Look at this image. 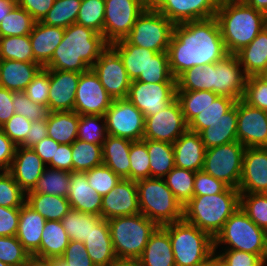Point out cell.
<instances>
[{"label":"cell","instance_id":"obj_68","mask_svg":"<svg viewBox=\"0 0 267 266\" xmlns=\"http://www.w3.org/2000/svg\"><path fill=\"white\" fill-rule=\"evenodd\" d=\"M48 126L46 120L32 121L31 129L25 141L20 145L22 147L32 148L42 139L48 137Z\"/></svg>","mask_w":267,"mask_h":266},{"label":"cell","instance_id":"obj_11","mask_svg":"<svg viewBox=\"0 0 267 266\" xmlns=\"http://www.w3.org/2000/svg\"><path fill=\"white\" fill-rule=\"evenodd\" d=\"M149 0H105L104 39L110 45L124 39Z\"/></svg>","mask_w":267,"mask_h":266},{"label":"cell","instance_id":"obj_16","mask_svg":"<svg viewBox=\"0 0 267 266\" xmlns=\"http://www.w3.org/2000/svg\"><path fill=\"white\" fill-rule=\"evenodd\" d=\"M220 0H149V7L174 25L216 16Z\"/></svg>","mask_w":267,"mask_h":266},{"label":"cell","instance_id":"obj_54","mask_svg":"<svg viewBox=\"0 0 267 266\" xmlns=\"http://www.w3.org/2000/svg\"><path fill=\"white\" fill-rule=\"evenodd\" d=\"M26 201V193L8 171H0V206L20 208Z\"/></svg>","mask_w":267,"mask_h":266},{"label":"cell","instance_id":"obj_52","mask_svg":"<svg viewBox=\"0 0 267 266\" xmlns=\"http://www.w3.org/2000/svg\"><path fill=\"white\" fill-rule=\"evenodd\" d=\"M103 119V120H102ZM101 122L100 125L98 122ZM107 128L104 116L80 115L77 139L92 144L102 145L107 137Z\"/></svg>","mask_w":267,"mask_h":266},{"label":"cell","instance_id":"obj_47","mask_svg":"<svg viewBox=\"0 0 267 266\" xmlns=\"http://www.w3.org/2000/svg\"><path fill=\"white\" fill-rule=\"evenodd\" d=\"M82 0H55L52 8L48 11L42 23L49 26L67 28L76 19Z\"/></svg>","mask_w":267,"mask_h":266},{"label":"cell","instance_id":"obj_37","mask_svg":"<svg viewBox=\"0 0 267 266\" xmlns=\"http://www.w3.org/2000/svg\"><path fill=\"white\" fill-rule=\"evenodd\" d=\"M69 241L61 221H46L40 243V258L62 257Z\"/></svg>","mask_w":267,"mask_h":266},{"label":"cell","instance_id":"obj_33","mask_svg":"<svg viewBox=\"0 0 267 266\" xmlns=\"http://www.w3.org/2000/svg\"><path fill=\"white\" fill-rule=\"evenodd\" d=\"M110 46L121 57L125 70L132 81L145 72L150 60L157 53L150 49L132 45L125 38L110 44Z\"/></svg>","mask_w":267,"mask_h":266},{"label":"cell","instance_id":"obj_78","mask_svg":"<svg viewBox=\"0 0 267 266\" xmlns=\"http://www.w3.org/2000/svg\"><path fill=\"white\" fill-rule=\"evenodd\" d=\"M213 266H226L215 254Z\"/></svg>","mask_w":267,"mask_h":266},{"label":"cell","instance_id":"obj_62","mask_svg":"<svg viewBox=\"0 0 267 266\" xmlns=\"http://www.w3.org/2000/svg\"><path fill=\"white\" fill-rule=\"evenodd\" d=\"M229 186L223 181L202 171H197L194 180V196L215 195L224 192Z\"/></svg>","mask_w":267,"mask_h":266},{"label":"cell","instance_id":"obj_17","mask_svg":"<svg viewBox=\"0 0 267 266\" xmlns=\"http://www.w3.org/2000/svg\"><path fill=\"white\" fill-rule=\"evenodd\" d=\"M112 101L92 69L80 74L74 112L79 115L104 116Z\"/></svg>","mask_w":267,"mask_h":266},{"label":"cell","instance_id":"obj_79","mask_svg":"<svg viewBox=\"0 0 267 266\" xmlns=\"http://www.w3.org/2000/svg\"><path fill=\"white\" fill-rule=\"evenodd\" d=\"M0 266H9V265H7V264L3 263L2 261H0Z\"/></svg>","mask_w":267,"mask_h":266},{"label":"cell","instance_id":"obj_65","mask_svg":"<svg viewBox=\"0 0 267 266\" xmlns=\"http://www.w3.org/2000/svg\"><path fill=\"white\" fill-rule=\"evenodd\" d=\"M17 4L25 9L36 22L42 21L52 8L55 0H16Z\"/></svg>","mask_w":267,"mask_h":266},{"label":"cell","instance_id":"obj_27","mask_svg":"<svg viewBox=\"0 0 267 266\" xmlns=\"http://www.w3.org/2000/svg\"><path fill=\"white\" fill-rule=\"evenodd\" d=\"M46 219L26 203L20 207L16 237L31 256L40 258V243Z\"/></svg>","mask_w":267,"mask_h":266},{"label":"cell","instance_id":"obj_36","mask_svg":"<svg viewBox=\"0 0 267 266\" xmlns=\"http://www.w3.org/2000/svg\"><path fill=\"white\" fill-rule=\"evenodd\" d=\"M25 203L46 221H61L71 210L66 197L42 193H26Z\"/></svg>","mask_w":267,"mask_h":266},{"label":"cell","instance_id":"obj_74","mask_svg":"<svg viewBox=\"0 0 267 266\" xmlns=\"http://www.w3.org/2000/svg\"><path fill=\"white\" fill-rule=\"evenodd\" d=\"M50 266H70L62 257L49 259Z\"/></svg>","mask_w":267,"mask_h":266},{"label":"cell","instance_id":"obj_76","mask_svg":"<svg viewBox=\"0 0 267 266\" xmlns=\"http://www.w3.org/2000/svg\"><path fill=\"white\" fill-rule=\"evenodd\" d=\"M115 266H139L136 262L128 261V262H118Z\"/></svg>","mask_w":267,"mask_h":266},{"label":"cell","instance_id":"obj_61","mask_svg":"<svg viewBox=\"0 0 267 266\" xmlns=\"http://www.w3.org/2000/svg\"><path fill=\"white\" fill-rule=\"evenodd\" d=\"M226 266H264L265 261L258 255L247 253L245 251H238L232 249H225L220 254H215Z\"/></svg>","mask_w":267,"mask_h":266},{"label":"cell","instance_id":"obj_57","mask_svg":"<svg viewBox=\"0 0 267 266\" xmlns=\"http://www.w3.org/2000/svg\"><path fill=\"white\" fill-rule=\"evenodd\" d=\"M13 105L14 112L29 121L46 120L49 114L48 107L32 102L23 91L13 92Z\"/></svg>","mask_w":267,"mask_h":266},{"label":"cell","instance_id":"obj_29","mask_svg":"<svg viewBox=\"0 0 267 266\" xmlns=\"http://www.w3.org/2000/svg\"><path fill=\"white\" fill-rule=\"evenodd\" d=\"M136 263L139 266H175L169 233L163 227L158 226L150 235Z\"/></svg>","mask_w":267,"mask_h":266},{"label":"cell","instance_id":"obj_35","mask_svg":"<svg viewBox=\"0 0 267 266\" xmlns=\"http://www.w3.org/2000/svg\"><path fill=\"white\" fill-rule=\"evenodd\" d=\"M79 119L80 115L74 111L49 112L48 137L61 145L72 144L77 139Z\"/></svg>","mask_w":267,"mask_h":266},{"label":"cell","instance_id":"obj_14","mask_svg":"<svg viewBox=\"0 0 267 266\" xmlns=\"http://www.w3.org/2000/svg\"><path fill=\"white\" fill-rule=\"evenodd\" d=\"M91 69L113 100L127 98L132 80L121 57L110 45L101 53Z\"/></svg>","mask_w":267,"mask_h":266},{"label":"cell","instance_id":"obj_64","mask_svg":"<svg viewBox=\"0 0 267 266\" xmlns=\"http://www.w3.org/2000/svg\"><path fill=\"white\" fill-rule=\"evenodd\" d=\"M20 208L0 206V236H16Z\"/></svg>","mask_w":267,"mask_h":266},{"label":"cell","instance_id":"obj_15","mask_svg":"<svg viewBox=\"0 0 267 266\" xmlns=\"http://www.w3.org/2000/svg\"><path fill=\"white\" fill-rule=\"evenodd\" d=\"M176 83H145L133 80L127 99L144 117L155 115L176 99Z\"/></svg>","mask_w":267,"mask_h":266},{"label":"cell","instance_id":"obj_55","mask_svg":"<svg viewBox=\"0 0 267 266\" xmlns=\"http://www.w3.org/2000/svg\"><path fill=\"white\" fill-rule=\"evenodd\" d=\"M85 173L90 187L101 196L108 194L121 181V178L104 164Z\"/></svg>","mask_w":267,"mask_h":266},{"label":"cell","instance_id":"obj_77","mask_svg":"<svg viewBox=\"0 0 267 266\" xmlns=\"http://www.w3.org/2000/svg\"><path fill=\"white\" fill-rule=\"evenodd\" d=\"M214 264V255L207 261L203 262L202 264L196 266H213Z\"/></svg>","mask_w":267,"mask_h":266},{"label":"cell","instance_id":"obj_48","mask_svg":"<svg viewBox=\"0 0 267 266\" xmlns=\"http://www.w3.org/2000/svg\"><path fill=\"white\" fill-rule=\"evenodd\" d=\"M100 216L71 209L61 220L70 240L84 242L91 233L92 223Z\"/></svg>","mask_w":267,"mask_h":266},{"label":"cell","instance_id":"obj_10","mask_svg":"<svg viewBox=\"0 0 267 266\" xmlns=\"http://www.w3.org/2000/svg\"><path fill=\"white\" fill-rule=\"evenodd\" d=\"M245 147L239 141L206 149L203 171L238 189Z\"/></svg>","mask_w":267,"mask_h":266},{"label":"cell","instance_id":"obj_39","mask_svg":"<svg viewBox=\"0 0 267 266\" xmlns=\"http://www.w3.org/2000/svg\"><path fill=\"white\" fill-rule=\"evenodd\" d=\"M214 72L215 63L187 69L176 78V91L214 92Z\"/></svg>","mask_w":267,"mask_h":266},{"label":"cell","instance_id":"obj_7","mask_svg":"<svg viewBox=\"0 0 267 266\" xmlns=\"http://www.w3.org/2000/svg\"><path fill=\"white\" fill-rule=\"evenodd\" d=\"M140 213L157 226L183 219V207L167 187L164 178H146L136 181Z\"/></svg>","mask_w":267,"mask_h":266},{"label":"cell","instance_id":"obj_42","mask_svg":"<svg viewBox=\"0 0 267 266\" xmlns=\"http://www.w3.org/2000/svg\"><path fill=\"white\" fill-rule=\"evenodd\" d=\"M237 100L227 96H217L213 103L207 105L200 114L188 123V130L201 133L209 124L222 118L236 104Z\"/></svg>","mask_w":267,"mask_h":266},{"label":"cell","instance_id":"obj_19","mask_svg":"<svg viewBox=\"0 0 267 266\" xmlns=\"http://www.w3.org/2000/svg\"><path fill=\"white\" fill-rule=\"evenodd\" d=\"M139 213L136 181L121 179L108 194L102 196L101 217L105 220Z\"/></svg>","mask_w":267,"mask_h":266},{"label":"cell","instance_id":"obj_60","mask_svg":"<svg viewBox=\"0 0 267 266\" xmlns=\"http://www.w3.org/2000/svg\"><path fill=\"white\" fill-rule=\"evenodd\" d=\"M32 121L20 114H14L3 126V132L16 145L20 146L31 129Z\"/></svg>","mask_w":267,"mask_h":266},{"label":"cell","instance_id":"obj_5","mask_svg":"<svg viewBox=\"0 0 267 266\" xmlns=\"http://www.w3.org/2000/svg\"><path fill=\"white\" fill-rule=\"evenodd\" d=\"M114 252L119 262L136 260L141 256L150 235L158 227L139 213L107 220Z\"/></svg>","mask_w":267,"mask_h":266},{"label":"cell","instance_id":"obj_38","mask_svg":"<svg viewBox=\"0 0 267 266\" xmlns=\"http://www.w3.org/2000/svg\"><path fill=\"white\" fill-rule=\"evenodd\" d=\"M142 141L150 158V178H164L175 167L173 144L150 139Z\"/></svg>","mask_w":267,"mask_h":266},{"label":"cell","instance_id":"obj_43","mask_svg":"<svg viewBox=\"0 0 267 266\" xmlns=\"http://www.w3.org/2000/svg\"><path fill=\"white\" fill-rule=\"evenodd\" d=\"M0 60L38 63L34 59L29 35L0 37Z\"/></svg>","mask_w":267,"mask_h":266},{"label":"cell","instance_id":"obj_4","mask_svg":"<svg viewBox=\"0 0 267 266\" xmlns=\"http://www.w3.org/2000/svg\"><path fill=\"white\" fill-rule=\"evenodd\" d=\"M239 207V190L228 187L215 195L193 196L183 206V219L214 238Z\"/></svg>","mask_w":267,"mask_h":266},{"label":"cell","instance_id":"obj_13","mask_svg":"<svg viewBox=\"0 0 267 266\" xmlns=\"http://www.w3.org/2000/svg\"><path fill=\"white\" fill-rule=\"evenodd\" d=\"M187 130L188 123L175 99L157 114L145 117L143 139L173 144Z\"/></svg>","mask_w":267,"mask_h":266},{"label":"cell","instance_id":"obj_73","mask_svg":"<svg viewBox=\"0 0 267 266\" xmlns=\"http://www.w3.org/2000/svg\"><path fill=\"white\" fill-rule=\"evenodd\" d=\"M23 266H50L49 259L31 256Z\"/></svg>","mask_w":267,"mask_h":266},{"label":"cell","instance_id":"obj_45","mask_svg":"<svg viewBox=\"0 0 267 266\" xmlns=\"http://www.w3.org/2000/svg\"><path fill=\"white\" fill-rule=\"evenodd\" d=\"M36 21L18 4L0 22V37L29 35Z\"/></svg>","mask_w":267,"mask_h":266},{"label":"cell","instance_id":"obj_46","mask_svg":"<svg viewBox=\"0 0 267 266\" xmlns=\"http://www.w3.org/2000/svg\"><path fill=\"white\" fill-rule=\"evenodd\" d=\"M218 95L211 91H176V99L179 101L185 121L189 123L202 110L213 103Z\"/></svg>","mask_w":267,"mask_h":266},{"label":"cell","instance_id":"obj_21","mask_svg":"<svg viewBox=\"0 0 267 266\" xmlns=\"http://www.w3.org/2000/svg\"><path fill=\"white\" fill-rule=\"evenodd\" d=\"M240 193H267V147L245 148Z\"/></svg>","mask_w":267,"mask_h":266},{"label":"cell","instance_id":"obj_8","mask_svg":"<svg viewBox=\"0 0 267 266\" xmlns=\"http://www.w3.org/2000/svg\"><path fill=\"white\" fill-rule=\"evenodd\" d=\"M213 239L215 254L220 244H228L227 249L258 254L267 262V232L252 222L240 207Z\"/></svg>","mask_w":267,"mask_h":266},{"label":"cell","instance_id":"obj_70","mask_svg":"<svg viewBox=\"0 0 267 266\" xmlns=\"http://www.w3.org/2000/svg\"><path fill=\"white\" fill-rule=\"evenodd\" d=\"M61 144L57 143L50 137L42 139L39 143L32 147L42 161L48 164L51 160H55L56 147Z\"/></svg>","mask_w":267,"mask_h":266},{"label":"cell","instance_id":"obj_26","mask_svg":"<svg viewBox=\"0 0 267 266\" xmlns=\"http://www.w3.org/2000/svg\"><path fill=\"white\" fill-rule=\"evenodd\" d=\"M67 199L71 209L101 217L102 196L90 187L85 172H71Z\"/></svg>","mask_w":267,"mask_h":266},{"label":"cell","instance_id":"obj_20","mask_svg":"<svg viewBox=\"0 0 267 266\" xmlns=\"http://www.w3.org/2000/svg\"><path fill=\"white\" fill-rule=\"evenodd\" d=\"M240 67L235 54H228L222 60L215 62V94L227 96L237 101L243 99L248 76Z\"/></svg>","mask_w":267,"mask_h":266},{"label":"cell","instance_id":"obj_67","mask_svg":"<svg viewBox=\"0 0 267 266\" xmlns=\"http://www.w3.org/2000/svg\"><path fill=\"white\" fill-rule=\"evenodd\" d=\"M48 164L50 168L72 172L71 144L56 147L55 160H51Z\"/></svg>","mask_w":267,"mask_h":266},{"label":"cell","instance_id":"obj_24","mask_svg":"<svg viewBox=\"0 0 267 266\" xmlns=\"http://www.w3.org/2000/svg\"><path fill=\"white\" fill-rule=\"evenodd\" d=\"M84 245L95 266H115L119 262L114 252L108 222L102 217L92 223L91 233Z\"/></svg>","mask_w":267,"mask_h":266},{"label":"cell","instance_id":"obj_28","mask_svg":"<svg viewBox=\"0 0 267 266\" xmlns=\"http://www.w3.org/2000/svg\"><path fill=\"white\" fill-rule=\"evenodd\" d=\"M65 28L36 22L29 34L34 59L44 67L52 58L55 49L62 42Z\"/></svg>","mask_w":267,"mask_h":266},{"label":"cell","instance_id":"obj_51","mask_svg":"<svg viewBox=\"0 0 267 266\" xmlns=\"http://www.w3.org/2000/svg\"><path fill=\"white\" fill-rule=\"evenodd\" d=\"M145 83H176L168 60L167 52H159L150 60L144 73L136 79Z\"/></svg>","mask_w":267,"mask_h":266},{"label":"cell","instance_id":"obj_2","mask_svg":"<svg viewBox=\"0 0 267 266\" xmlns=\"http://www.w3.org/2000/svg\"><path fill=\"white\" fill-rule=\"evenodd\" d=\"M108 46L102 34L73 23L65 28L62 42L44 68L84 73Z\"/></svg>","mask_w":267,"mask_h":266},{"label":"cell","instance_id":"obj_44","mask_svg":"<svg viewBox=\"0 0 267 266\" xmlns=\"http://www.w3.org/2000/svg\"><path fill=\"white\" fill-rule=\"evenodd\" d=\"M196 172L174 167L164 180L173 192L175 199L183 207L194 196V180ZM166 178V179H165Z\"/></svg>","mask_w":267,"mask_h":266},{"label":"cell","instance_id":"obj_53","mask_svg":"<svg viewBox=\"0 0 267 266\" xmlns=\"http://www.w3.org/2000/svg\"><path fill=\"white\" fill-rule=\"evenodd\" d=\"M129 157L130 180L150 178V158L146 144L142 140L131 143Z\"/></svg>","mask_w":267,"mask_h":266},{"label":"cell","instance_id":"obj_31","mask_svg":"<svg viewBox=\"0 0 267 266\" xmlns=\"http://www.w3.org/2000/svg\"><path fill=\"white\" fill-rule=\"evenodd\" d=\"M133 141L107 135L102 144L103 164L121 179H130V146Z\"/></svg>","mask_w":267,"mask_h":266},{"label":"cell","instance_id":"obj_63","mask_svg":"<svg viewBox=\"0 0 267 266\" xmlns=\"http://www.w3.org/2000/svg\"><path fill=\"white\" fill-rule=\"evenodd\" d=\"M70 266H95L87 253L84 242L70 240L62 255Z\"/></svg>","mask_w":267,"mask_h":266},{"label":"cell","instance_id":"obj_58","mask_svg":"<svg viewBox=\"0 0 267 266\" xmlns=\"http://www.w3.org/2000/svg\"><path fill=\"white\" fill-rule=\"evenodd\" d=\"M49 88V69L42 67L23 92L32 102L48 107Z\"/></svg>","mask_w":267,"mask_h":266},{"label":"cell","instance_id":"obj_40","mask_svg":"<svg viewBox=\"0 0 267 266\" xmlns=\"http://www.w3.org/2000/svg\"><path fill=\"white\" fill-rule=\"evenodd\" d=\"M70 182L71 172L53 168L46 170L45 168L34 188L27 193H42L67 198Z\"/></svg>","mask_w":267,"mask_h":266},{"label":"cell","instance_id":"obj_34","mask_svg":"<svg viewBox=\"0 0 267 266\" xmlns=\"http://www.w3.org/2000/svg\"><path fill=\"white\" fill-rule=\"evenodd\" d=\"M200 136L206 149L237 141V102L222 118L209 124Z\"/></svg>","mask_w":267,"mask_h":266},{"label":"cell","instance_id":"obj_49","mask_svg":"<svg viewBox=\"0 0 267 266\" xmlns=\"http://www.w3.org/2000/svg\"><path fill=\"white\" fill-rule=\"evenodd\" d=\"M240 208L267 232V193H240Z\"/></svg>","mask_w":267,"mask_h":266},{"label":"cell","instance_id":"obj_50","mask_svg":"<svg viewBox=\"0 0 267 266\" xmlns=\"http://www.w3.org/2000/svg\"><path fill=\"white\" fill-rule=\"evenodd\" d=\"M105 0H82L76 23L89 27L104 37Z\"/></svg>","mask_w":267,"mask_h":266},{"label":"cell","instance_id":"obj_41","mask_svg":"<svg viewBox=\"0 0 267 266\" xmlns=\"http://www.w3.org/2000/svg\"><path fill=\"white\" fill-rule=\"evenodd\" d=\"M71 149L72 171L86 172L103 164L102 145L76 139Z\"/></svg>","mask_w":267,"mask_h":266},{"label":"cell","instance_id":"obj_9","mask_svg":"<svg viewBox=\"0 0 267 266\" xmlns=\"http://www.w3.org/2000/svg\"><path fill=\"white\" fill-rule=\"evenodd\" d=\"M173 28L174 24L166 16L148 6L125 39L132 45L157 53L167 52Z\"/></svg>","mask_w":267,"mask_h":266},{"label":"cell","instance_id":"obj_22","mask_svg":"<svg viewBox=\"0 0 267 266\" xmlns=\"http://www.w3.org/2000/svg\"><path fill=\"white\" fill-rule=\"evenodd\" d=\"M80 74L74 71L49 69V112L74 111Z\"/></svg>","mask_w":267,"mask_h":266},{"label":"cell","instance_id":"obj_59","mask_svg":"<svg viewBox=\"0 0 267 266\" xmlns=\"http://www.w3.org/2000/svg\"><path fill=\"white\" fill-rule=\"evenodd\" d=\"M243 100L253 107L267 111V85L257 76H249L246 81Z\"/></svg>","mask_w":267,"mask_h":266},{"label":"cell","instance_id":"obj_1","mask_svg":"<svg viewBox=\"0 0 267 266\" xmlns=\"http://www.w3.org/2000/svg\"><path fill=\"white\" fill-rule=\"evenodd\" d=\"M167 53L175 79L187 69L213 64L228 55L216 17L174 25Z\"/></svg>","mask_w":267,"mask_h":266},{"label":"cell","instance_id":"obj_32","mask_svg":"<svg viewBox=\"0 0 267 266\" xmlns=\"http://www.w3.org/2000/svg\"><path fill=\"white\" fill-rule=\"evenodd\" d=\"M245 74L257 76L267 70V28L265 27L256 38L235 53Z\"/></svg>","mask_w":267,"mask_h":266},{"label":"cell","instance_id":"obj_72","mask_svg":"<svg viewBox=\"0 0 267 266\" xmlns=\"http://www.w3.org/2000/svg\"><path fill=\"white\" fill-rule=\"evenodd\" d=\"M250 7H253L255 10L263 12L267 15V0H243Z\"/></svg>","mask_w":267,"mask_h":266},{"label":"cell","instance_id":"obj_69","mask_svg":"<svg viewBox=\"0 0 267 266\" xmlns=\"http://www.w3.org/2000/svg\"><path fill=\"white\" fill-rule=\"evenodd\" d=\"M14 114L13 92L0 87V126L2 127Z\"/></svg>","mask_w":267,"mask_h":266},{"label":"cell","instance_id":"obj_75","mask_svg":"<svg viewBox=\"0 0 267 266\" xmlns=\"http://www.w3.org/2000/svg\"><path fill=\"white\" fill-rule=\"evenodd\" d=\"M257 77L267 85V70L260 72Z\"/></svg>","mask_w":267,"mask_h":266},{"label":"cell","instance_id":"obj_66","mask_svg":"<svg viewBox=\"0 0 267 266\" xmlns=\"http://www.w3.org/2000/svg\"><path fill=\"white\" fill-rule=\"evenodd\" d=\"M17 146L6 136L0 126V171H9Z\"/></svg>","mask_w":267,"mask_h":266},{"label":"cell","instance_id":"obj_25","mask_svg":"<svg viewBox=\"0 0 267 266\" xmlns=\"http://www.w3.org/2000/svg\"><path fill=\"white\" fill-rule=\"evenodd\" d=\"M175 167L202 171L206 148L199 133L187 130L174 143Z\"/></svg>","mask_w":267,"mask_h":266},{"label":"cell","instance_id":"obj_18","mask_svg":"<svg viewBox=\"0 0 267 266\" xmlns=\"http://www.w3.org/2000/svg\"><path fill=\"white\" fill-rule=\"evenodd\" d=\"M237 141L245 148L267 147V111L238 100Z\"/></svg>","mask_w":267,"mask_h":266},{"label":"cell","instance_id":"obj_71","mask_svg":"<svg viewBox=\"0 0 267 266\" xmlns=\"http://www.w3.org/2000/svg\"><path fill=\"white\" fill-rule=\"evenodd\" d=\"M16 4V0H0V22L9 14Z\"/></svg>","mask_w":267,"mask_h":266},{"label":"cell","instance_id":"obj_12","mask_svg":"<svg viewBox=\"0 0 267 266\" xmlns=\"http://www.w3.org/2000/svg\"><path fill=\"white\" fill-rule=\"evenodd\" d=\"M104 118L108 135L131 141L143 140L145 117L127 98L113 100Z\"/></svg>","mask_w":267,"mask_h":266},{"label":"cell","instance_id":"obj_23","mask_svg":"<svg viewBox=\"0 0 267 266\" xmlns=\"http://www.w3.org/2000/svg\"><path fill=\"white\" fill-rule=\"evenodd\" d=\"M45 163L32 148L17 146L9 173L21 189L31 191L45 170Z\"/></svg>","mask_w":267,"mask_h":266},{"label":"cell","instance_id":"obj_56","mask_svg":"<svg viewBox=\"0 0 267 266\" xmlns=\"http://www.w3.org/2000/svg\"><path fill=\"white\" fill-rule=\"evenodd\" d=\"M30 257L16 236H0V261L9 266H23Z\"/></svg>","mask_w":267,"mask_h":266},{"label":"cell","instance_id":"obj_6","mask_svg":"<svg viewBox=\"0 0 267 266\" xmlns=\"http://www.w3.org/2000/svg\"><path fill=\"white\" fill-rule=\"evenodd\" d=\"M162 227L169 233L175 266H196L215 254L213 237L184 219Z\"/></svg>","mask_w":267,"mask_h":266},{"label":"cell","instance_id":"obj_30","mask_svg":"<svg viewBox=\"0 0 267 266\" xmlns=\"http://www.w3.org/2000/svg\"><path fill=\"white\" fill-rule=\"evenodd\" d=\"M41 68L39 63L0 60V87L22 92Z\"/></svg>","mask_w":267,"mask_h":266},{"label":"cell","instance_id":"obj_3","mask_svg":"<svg viewBox=\"0 0 267 266\" xmlns=\"http://www.w3.org/2000/svg\"><path fill=\"white\" fill-rule=\"evenodd\" d=\"M215 17L228 54L249 45L267 24V15L243 0H220Z\"/></svg>","mask_w":267,"mask_h":266}]
</instances>
